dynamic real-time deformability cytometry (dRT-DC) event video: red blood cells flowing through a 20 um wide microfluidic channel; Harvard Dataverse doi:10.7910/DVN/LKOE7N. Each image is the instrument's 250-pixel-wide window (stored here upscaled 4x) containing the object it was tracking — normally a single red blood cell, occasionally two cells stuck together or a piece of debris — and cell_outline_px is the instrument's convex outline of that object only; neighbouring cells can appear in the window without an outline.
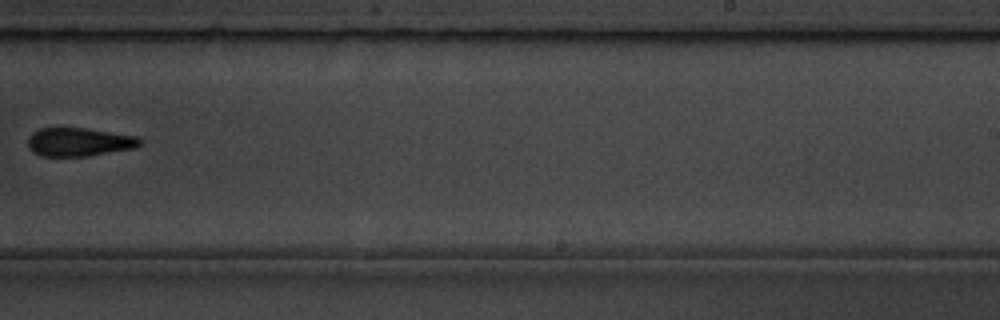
{"species": "common noctule bat (a hibernating species)", "species_latin": "Nyctalus noctula", "temperature_condition": "room temperature", "stored_images_in_passage": 9, "camera_frame_rate_fps": 3000, "um_per_image_px": 0.085, "animal": {"sex": "male", "body_mass_g": 19.5, "forearm_length_mm": 54.6}, "frame": {"image": 1, "passage_image": 8, "time_ms": 9.0, "image_size_px": [1000, 320], "cell_outline_px": [[140, 144], [136, 148], [88, 156], [40, 156], [32, 152], [28, 148], [28, 136], [32, 132], [40, 128], [84, 128], [136, 136], [140, 140]], "centroid_in_image_um": [6.67, 12.08], "position_along_channel_um": 282.3, "area_um2": 18.61}}